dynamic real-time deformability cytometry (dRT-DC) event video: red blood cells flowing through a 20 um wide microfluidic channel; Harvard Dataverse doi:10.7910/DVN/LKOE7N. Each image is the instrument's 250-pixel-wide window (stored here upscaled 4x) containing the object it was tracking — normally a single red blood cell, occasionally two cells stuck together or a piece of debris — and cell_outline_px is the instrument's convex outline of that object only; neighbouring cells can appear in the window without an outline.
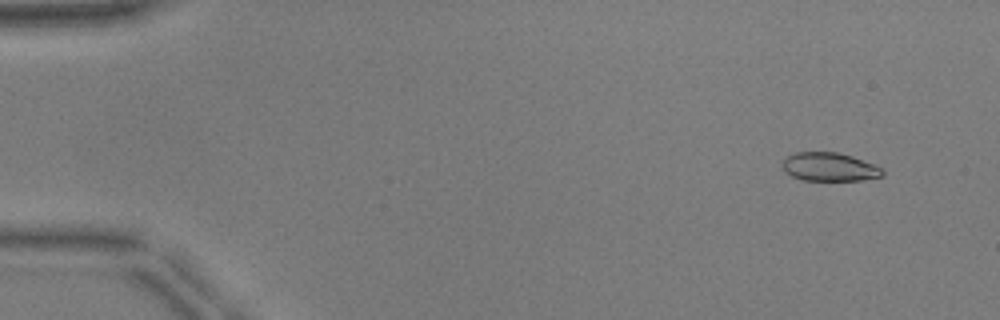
{"species": "common noctule bat (a hibernating species)", "species_latin": "Nyctalus noctula", "temperature_condition": "warm", "stored_images_in_passage": 52, "camera_frame_rate_fps": 3000, "um_per_image_px": 0.085, "animal": {"sex": "male", "body_mass_g": 17.9, "forearm_length_mm": 54.2}, "frame": {"image": 1, "passage_image": 5, "time_ms": 1.333, "image_size_px": [1000, 320], "cell_outline_px": [[884, 176], [860, 180], [800, 180], [784, 172], [780, 164], [788, 156], [796, 152], [836, 152], [852, 156], [876, 164], [884, 172]], "centroid_in_image_um": [70.49, 14.19], "position_along_channel_um": 14.5, "area_um2": 16.76}}
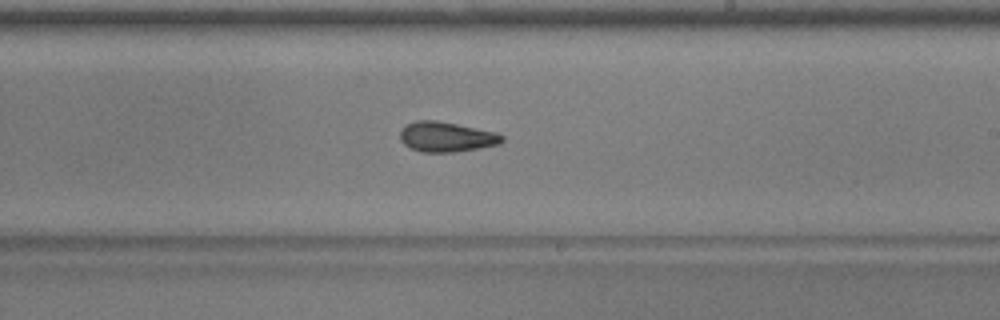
{"frame": {"image": 2, "passage_image": 32, "time_ms": 10.333, "image_size_px": [1000, 320], "cell_outline_px": [[504, 140], [500, 144], [456, 152], [420, 152], [404, 144], [400, 140], [400, 128], [404, 124], [416, 120], [436, 120], [496, 132], [504, 136]], "centroid_in_image_um": [37.91, 11.63], "position_along_channel_um": 251.1, "area_um2": 17.98}}
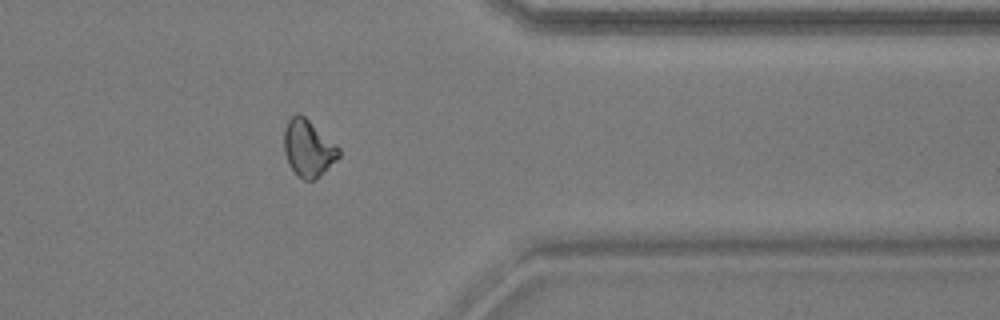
{"frame": {"image": 3, "passage_image": 43, "time_ms": 14.0, "image_size_px": [1000, 320], "cell_outline_px": [[340, 156], [316, 180], [304, 180], [296, 176], [288, 164], [284, 152], [284, 128], [288, 120], [296, 112], [300, 112], [336, 144], [340, 148]], "centroid_in_image_um": [26.18, 12.6], "position_along_channel_um": 385.2, "area_um2": 18.38}, "authors_computed_cell_mechanics": {"area_um2": 17.9758, "velocity_mm_per_s": 3.9441, "shape_relaxation_time_tau1_ms": null, "shape_relaxation_time_tau2_ms": 2.0563, "deformation_change_tau1": null, "deformation_change_tau2": 0.069}}